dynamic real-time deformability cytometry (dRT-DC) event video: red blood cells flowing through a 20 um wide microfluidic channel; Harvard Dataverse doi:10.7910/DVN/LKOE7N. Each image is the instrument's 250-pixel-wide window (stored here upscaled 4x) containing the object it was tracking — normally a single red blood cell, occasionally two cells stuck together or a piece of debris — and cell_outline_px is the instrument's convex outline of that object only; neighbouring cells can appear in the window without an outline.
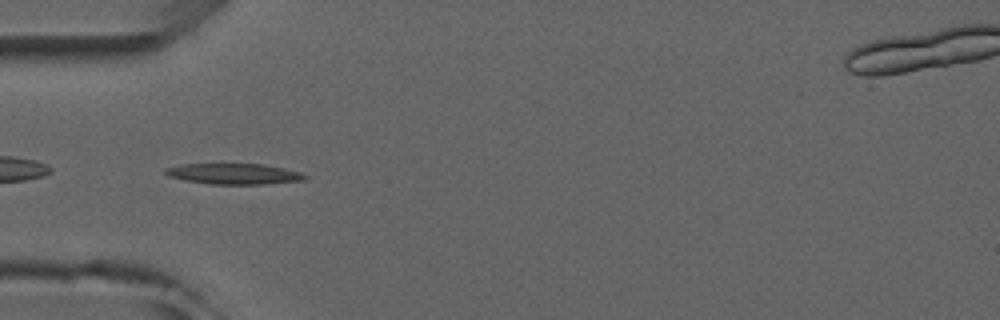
{"species": "common noctule bat (a hibernating species)", "species_latin": "Nyctalus noctula", "temperature_condition": "room temperature", "stored_images_in_passage": 8, "camera_frame_rate_fps": 3000, "um_per_image_px": 0.085, "animal": {"sex": "male", "forearm_length_mm": 52.5}, "frame": {"image": 1, "passage_image": 5, "time_ms": 4.667, "image_size_px": [1000, 320], "cell_outline_px": [[312, 176], [308, 180], [264, 184], [212, 184], [184, 180], [168, 176], [164, 172], [164, 168], [180, 164], [264, 164], [284, 168], [300, 172]], "centroid_in_image_um": [19.94, 14.78], "position_along_channel_um": 65.1, "area_um2": 17.11}}
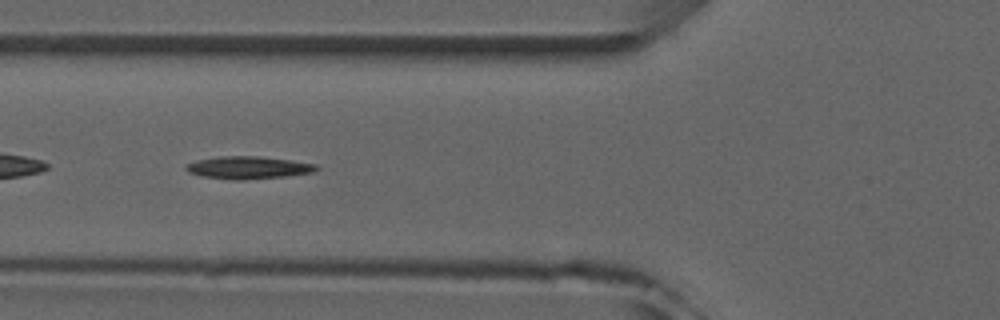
{"frame": {"image": 2, "passage_image": 6, "time_ms": 5.667, "image_size_px": [1000, 320], "cell_outline_px": [[320, 168], [312, 172], [288, 176], [244, 180], [232, 180], [200, 176], [188, 172], [184, 168], [188, 164], [196, 160], [220, 156], [260, 156], [316, 164]], "centroid_in_image_um": [21.08, 14.25], "position_along_channel_um": 104.7, "area_um2": 17.17}}
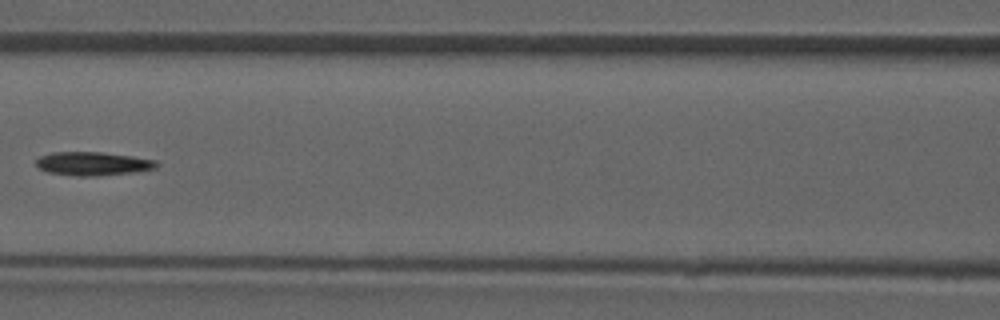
{"frame": {"image": 3, "passage_image": 7, "time_ms": 7.0, "image_size_px": [1000, 320], "cell_outline_px": [[160, 164], [156, 168], [136, 172], [96, 176], [76, 176], [48, 172], [40, 168], [36, 164], [36, 160], [40, 156], [52, 152], [100, 152], [132, 156], [156, 160]], "centroid_in_image_um": [7.92, 13.91], "position_along_channel_um": 158.7, "area_um2": 16.59}}